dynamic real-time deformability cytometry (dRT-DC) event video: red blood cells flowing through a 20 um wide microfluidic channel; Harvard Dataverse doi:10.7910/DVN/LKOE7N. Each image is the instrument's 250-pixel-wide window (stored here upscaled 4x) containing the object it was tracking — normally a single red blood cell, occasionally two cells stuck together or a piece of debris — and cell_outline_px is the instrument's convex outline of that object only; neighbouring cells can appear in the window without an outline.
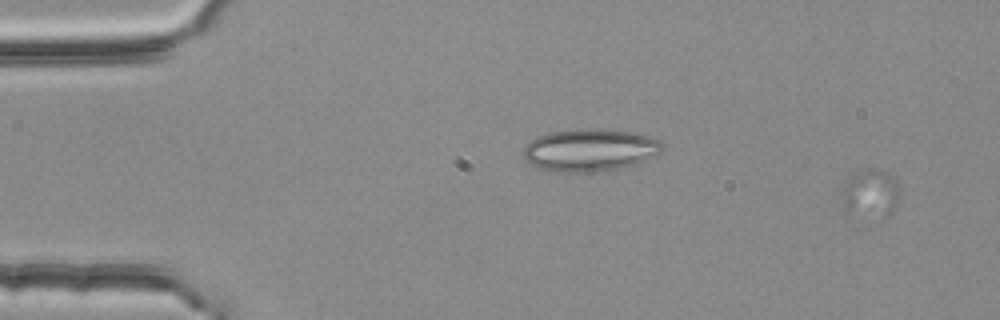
{"species": "common noctule bat (a hibernating species)", "species_latin": "Nyctalus noctula", "temperature_condition": "room temperature", "stored_images_in_passage": 3, "segment_of_instrument_passage": [2, 2], "camera_frame_rate_fps": 3000, "um_per_image_px": 0.085, "animal": {"sex": "female", "body_mass_g": 25.1}, "frame": {"image": 1, "passage_image": 3, "time_ms": 0.667, "image_size_px": [1000, 320], "cell_outline_px": [[896, 204], [892, 212], [888, 216], [844, 216], [840, 192], [848, 180], [860, 168], [876, 168], [888, 172], [896, 176]], "centroid_in_image_um": [73.9, 16.45], "position_along_channel_um": 11.1, "area_um2": 16.7}}